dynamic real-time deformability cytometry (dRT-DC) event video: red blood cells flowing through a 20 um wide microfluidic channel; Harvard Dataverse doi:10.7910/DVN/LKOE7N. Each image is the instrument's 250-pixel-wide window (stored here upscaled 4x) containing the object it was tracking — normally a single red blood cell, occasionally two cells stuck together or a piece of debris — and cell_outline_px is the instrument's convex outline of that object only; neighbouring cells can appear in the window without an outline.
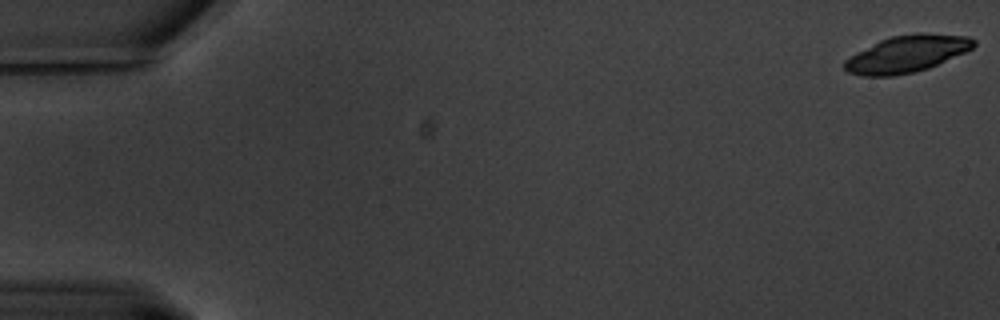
{"species": "common noctule bat (a hibernating species)", "species_latin": "Nyctalus noctula", "temperature_condition": "warm", "stored_images_in_passage": 15, "camera_frame_rate_fps": 3000, "um_per_image_px": 0.085, "animal": {"sex": "male", "body_mass_g": 20.1, "forearm_length_mm": 53.5}, "frame": {"image": 1, "passage_image": 1, "time_ms": 0.0, "image_size_px": [1000, 320], "cell_outline_px": [[976, 44], [972, 48], [964, 52], [928, 68], [916, 72], [892, 76], [864, 76], [848, 72], [844, 68], [844, 60], [880, 40], [892, 36], [916, 32], [924, 32], [968, 36], [976, 40]], "centroid_in_image_um": [77.11, 4.57], "position_along_channel_um": 7.9, "area_um2": 27.63}}